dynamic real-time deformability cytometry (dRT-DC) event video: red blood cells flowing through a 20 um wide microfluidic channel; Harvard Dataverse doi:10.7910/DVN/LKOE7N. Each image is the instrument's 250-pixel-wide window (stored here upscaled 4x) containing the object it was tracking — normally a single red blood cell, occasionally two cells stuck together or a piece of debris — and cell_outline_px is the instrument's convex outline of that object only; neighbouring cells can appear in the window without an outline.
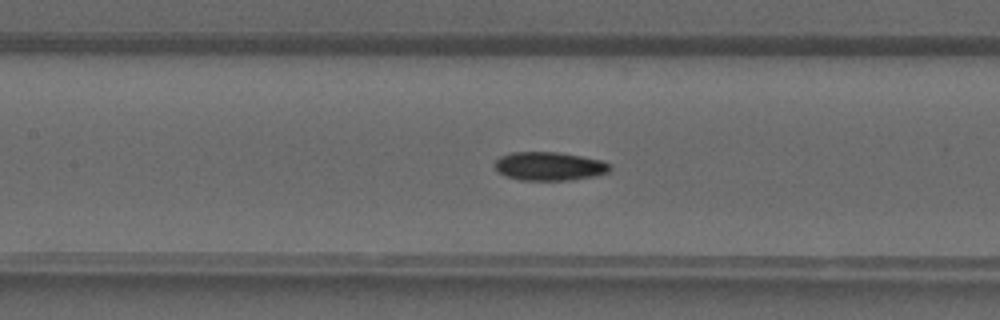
{"species": "common noctule bat (a hibernating species)", "species_latin": "Nyctalus noctula", "temperature_condition": "warm", "stored_images_in_passage": 41, "camera_frame_rate_fps": 3000, "um_per_image_px": 0.085, "animal": {"sex": "male", "forearm_length_mm": 52.5}, "frame": {"image": 1, "passage_image": 19, "time_ms": 6.0, "image_size_px": [1000, 320], "cell_outline_px": [[612, 168], [608, 172], [596, 176], [572, 180], [520, 180], [504, 176], [496, 172], [492, 164], [500, 156], [512, 152], [556, 152], [580, 156], [600, 160], [612, 164]], "centroid_in_image_um": [46.65, 14.14], "position_along_channel_um": 160.7, "area_um2": 19.48}}
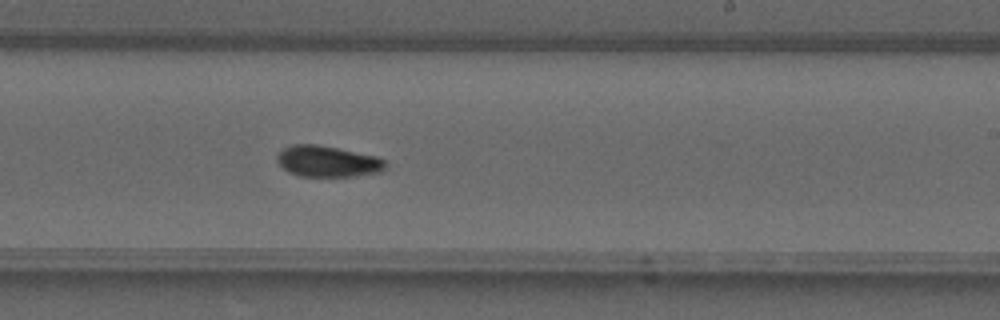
{"frame": {"image": 2, "passage_image": 25, "time_ms": 8.0, "image_size_px": [1000, 320], "cell_outline_px": [[388, 168], [380, 172], [356, 176], [300, 176], [288, 172], [276, 160], [276, 156], [284, 148], [292, 144], [316, 144], [376, 156], [384, 160], [388, 164]], "centroid_in_image_um": [27.87, 13.72], "position_along_channel_um": 261.1, "area_um2": 19.65}}
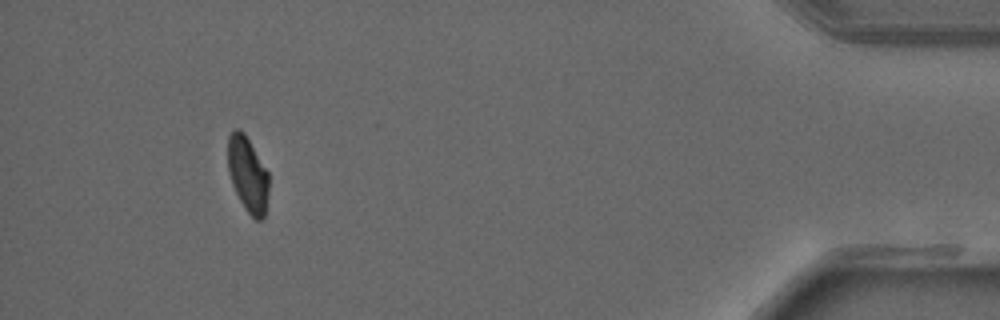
{"frame": {"image": 3, "passage_image": 38, "time_ms": 12.333, "image_size_px": [1000, 320], "cell_outline_px": [[268, 192], [264, 216], [260, 220], [256, 220], [248, 212], [240, 200], [232, 184], [228, 172], [228, 136], [236, 128], [240, 128], [244, 132], [268, 172]], "centroid_in_image_um": [21.05, 14.79], "position_along_channel_um": 414.2, "area_um2": 17.74}}